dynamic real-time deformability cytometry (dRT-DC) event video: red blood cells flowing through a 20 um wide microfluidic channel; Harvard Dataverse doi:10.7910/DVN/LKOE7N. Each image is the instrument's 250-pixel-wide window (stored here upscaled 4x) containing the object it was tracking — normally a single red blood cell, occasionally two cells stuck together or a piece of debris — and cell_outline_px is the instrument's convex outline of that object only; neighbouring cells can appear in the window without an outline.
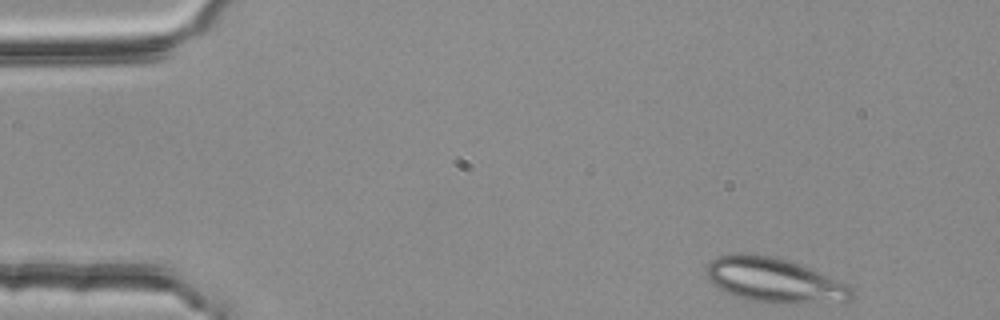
{"species": "common noctule bat (a hibernating species)", "species_latin": "Nyctalus noctula", "temperature_condition": "room temperature", "stored_images_in_passage": 46, "camera_frame_rate_fps": 3000, "um_per_image_px": 0.085, "animal": {"sex": "female", "body_mass_g": 25.1}, "frame": {"image": 1, "passage_image": 1, "time_ms": 0.0, "image_size_px": [1000, 320], "cell_outline_px": [[852, 300], [844, 304], [772, 304], [748, 300], [724, 292], [712, 284], [708, 280], [704, 272], [704, 268], [712, 260], [720, 256], [736, 252], [752, 252], [776, 256], [788, 260], [848, 284], [852, 288]], "centroid_in_image_um": [65.83, 23.85], "position_along_channel_um": 19.2, "area_um2": 39.13}}
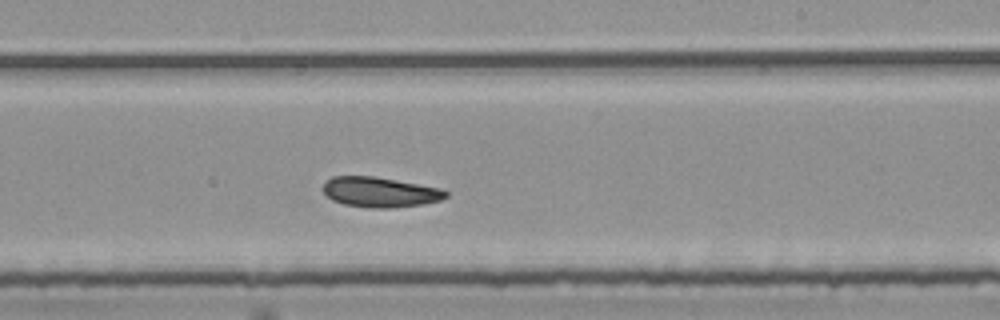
{"frame": {"image": 2, "passage_image": 28, "time_ms": 9.0, "image_size_px": [1000, 320], "cell_outline_px": [[448, 196], [440, 200], [420, 204], [392, 208], [372, 208], [344, 204], [332, 200], [320, 188], [332, 176], [372, 176], [444, 188], [448, 192]], "centroid_in_image_um": [32.31, 16.32], "position_along_channel_um": 256.7, "area_um2": 21.56}}
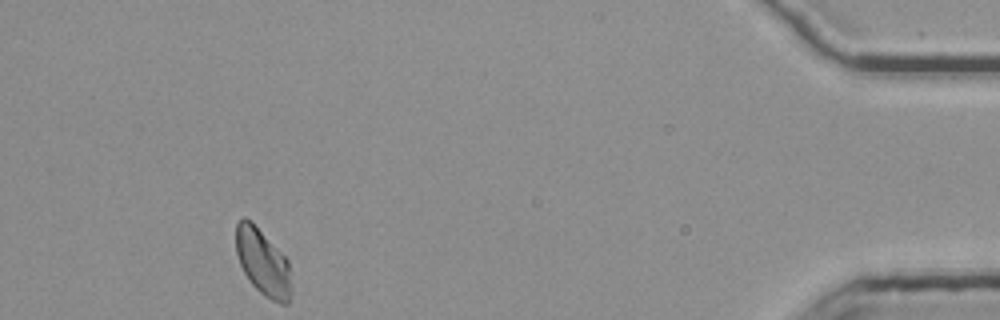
{"frame": {"image": 3, "passage_image": 46, "time_ms": 15.0, "image_size_px": [1000, 320], "cell_outline_px": [[292, 296], [288, 304], [280, 304], [264, 296], [248, 280], [240, 264], [236, 252], [236, 224], [244, 216], [252, 220], [288, 260], [292, 288]], "centroid_in_image_um": [22.36, 22.31], "position_along_channel_um": 412.8, "area_um2": 21.73}, "authors_computed_cell_mechanics": {"area_um2": 21.9062, "velocity_mm_per_s": 3.7249, "shape_relaxation_time_tau1_ms": null, "shape_relaxation_time_tau2_ms": 5.7386, "deformation_change_tau1": null, "deformation_change_tau2": 0.0971}}